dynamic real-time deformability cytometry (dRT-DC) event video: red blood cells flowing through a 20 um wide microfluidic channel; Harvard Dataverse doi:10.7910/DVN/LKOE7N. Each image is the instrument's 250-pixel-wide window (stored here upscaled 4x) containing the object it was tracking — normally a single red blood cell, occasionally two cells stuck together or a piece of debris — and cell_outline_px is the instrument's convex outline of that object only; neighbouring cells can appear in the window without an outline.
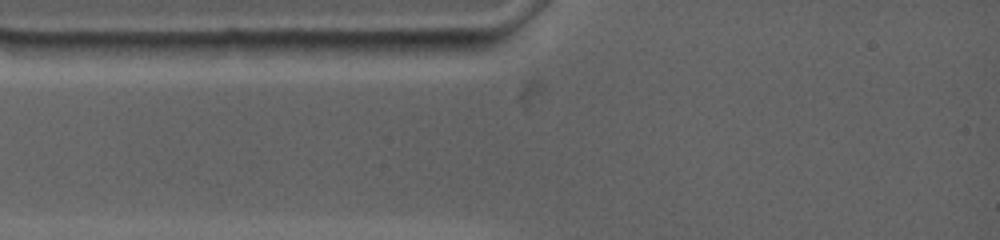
{"species": "common noctule bat (a hibernating species)", "species_latin": "Nyctalus noctula", "temperature_condition": "warm", "stored_images_in_passage": 3, "camera_frame_rate_fps": 4500, "um_per_image_px": 0.085, "animal": {"sex": "female", "body_mass_g": 19.0, "forearm_length_mm": 53.3}, "frame": {"image": 1, "passage_image": 2, "time_ms": 0.444, "image_size_px": [1000, 240], "cell_outline_px": [[488, 48], [464, 56], [416, 56], [392, 52], [376, 44], [372, 40], [488, 40]], "centroid_in_image_um": [36.87, 4.0], "position_along_channel_um": 48.1, "area_um2": 11.04}}